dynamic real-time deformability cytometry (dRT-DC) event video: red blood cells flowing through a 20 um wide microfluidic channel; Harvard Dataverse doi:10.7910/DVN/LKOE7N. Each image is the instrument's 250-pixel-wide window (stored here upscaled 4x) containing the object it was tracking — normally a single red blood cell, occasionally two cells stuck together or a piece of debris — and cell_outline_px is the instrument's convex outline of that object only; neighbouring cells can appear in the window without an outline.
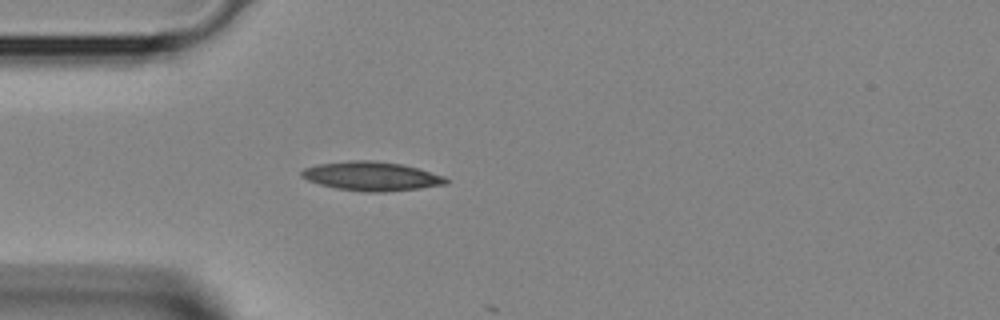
{"species": "Egyptian fruit bat (a non-hibernating species)", "species_latin": "Rousettus aegyptiacus", "temperature_condition": "room temperature", "stored_images_in_passage": 2, "camera_frame_rate_fps": 3000, "um_per_image_px": 0.085, "animal": {"sex": "female"}, "frame": {"image": 1, "passage_image": 1, "time_ms": 0.0, "image_size_px": [1000, 320], "cell_outline_px": [[448, 184], [420, 188], [384, 192], [368, 192], [336, 188], [320, 184], [308, 180], [300, 176], [300, 172], [304, 168], [316, 164], [348, 160], [372, 160], [400, 164], [416, 168], [444, 176], [448, 180]], "centroid_in_image_um": [31.55, 14.97], "position_along_channel_um": 53.5, "area_um2": 24.33}}